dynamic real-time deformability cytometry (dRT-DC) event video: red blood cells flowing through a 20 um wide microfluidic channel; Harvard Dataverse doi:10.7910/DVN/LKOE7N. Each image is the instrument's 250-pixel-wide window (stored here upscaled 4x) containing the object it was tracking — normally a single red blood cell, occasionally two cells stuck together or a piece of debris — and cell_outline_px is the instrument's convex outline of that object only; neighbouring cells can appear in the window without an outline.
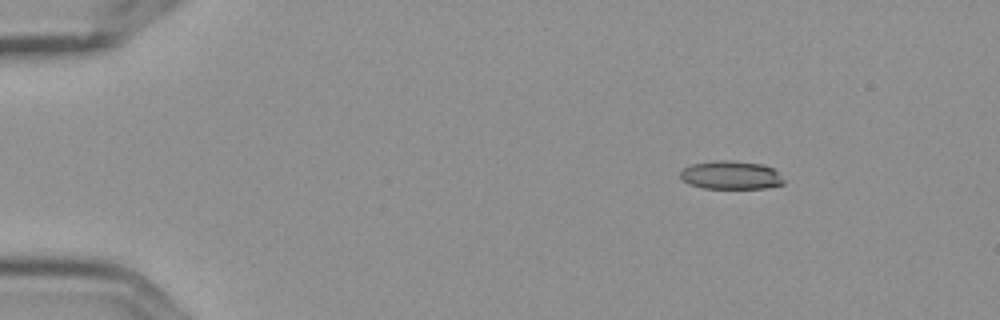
{"species": "Egyptian fruit bat (a non-hibernating species)", "species_latin": "Rousettus aegyptiacus", "temperature_condition": "cold", "stored_images_in_passage": 3, "camera_frame_rate_fps": 3000, "um_per_image_px": 0.085, "frame": {"image": 1, "passage_image": 1, "time_ms": 0.0, "image_size_px": [1000, 320], "cell_outline_px": [[784, 184], [768, 188], [704, 188], [688, 184], [680, 180], [680, 172], [684, 168], [692, 164], [720, 160], [732, 160], [764, 164], [772, 168], [784, 180]], "centroid_in_image_um": [62.11, 14.89], "position_along_channel_um": 22.9, "area_um2": 17.17}}